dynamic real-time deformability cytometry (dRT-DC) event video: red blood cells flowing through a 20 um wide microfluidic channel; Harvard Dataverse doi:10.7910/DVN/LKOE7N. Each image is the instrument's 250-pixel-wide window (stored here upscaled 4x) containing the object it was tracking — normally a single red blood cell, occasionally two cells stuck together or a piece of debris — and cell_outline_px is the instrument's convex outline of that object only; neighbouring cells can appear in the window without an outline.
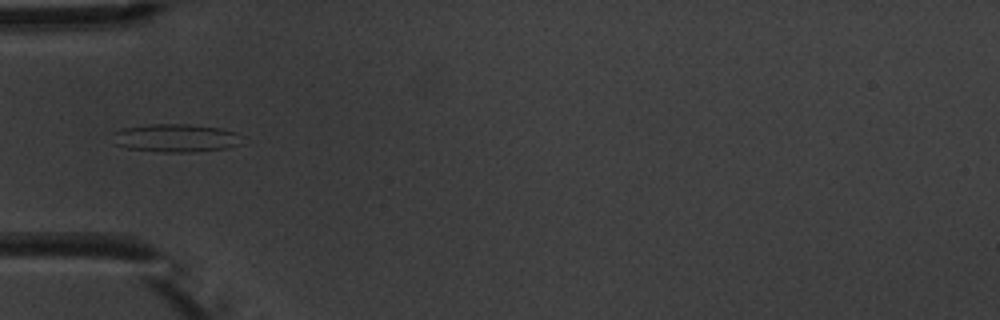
{"species": "common noctule bat (a hibernating species)", "species_latin": "Nyctalus noctula", "temperature_condition": "warm", "stored_images_in_passage": 5, "camera_frame_rate_fps": 3000, "um_per_image_px": 0.085, "animal": {"sex": "male", "body_mass_g": 20.1, "forearm_length_mm": 53.5}, "frame": {"image": 1, "passage_image": 5, "time_ms": 4.667, "image_size_px": [1000, 320], "cell_outline_px": [[244, 136], [240, 144], [228, 148], [196, 152], [164, 152], [124, 148], [112, 144], [112, 132], [120, 128], [148, 124], [188, 124], [220, 128], [236, 132]], "centroid_in_image_um": [14.9, 11.73], "position_along_channel_um": 70.1, "area_um2": 21.79}}